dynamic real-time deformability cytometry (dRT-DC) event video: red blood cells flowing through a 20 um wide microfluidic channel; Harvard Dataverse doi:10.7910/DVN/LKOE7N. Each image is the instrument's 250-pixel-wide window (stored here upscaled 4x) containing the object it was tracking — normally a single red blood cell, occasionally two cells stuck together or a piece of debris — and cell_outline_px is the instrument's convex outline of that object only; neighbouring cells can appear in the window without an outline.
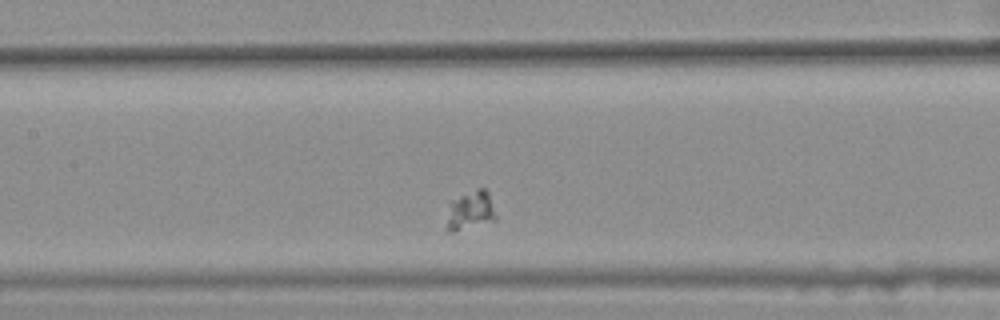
{"species": "common noctule bat (a hibernating species)", "species_latin": "Nyctalus noctula", "temperature_condition": "warm", "stored_images_in_passage": 33, "camera_frame_rate_fps": 3000, "um_per_image_px": 0.085, "animal": {"sex": "female", "body_mass_g": 25.1}, "frame": {"image": 1, "passage_image": 12, "time_ms": 3.667, "image_size_px": [1000, 320], "cell_outline_px": [[496, 220], [452, 232], [448, 232], [448, 220], [452, 200], [476, 188], [484, 188], [488, 192], [496, 216]], "centroid_in_image_um": [40.03, 17.88], "position_along_channel_um": 167.4, "area_um2": 10.69}}
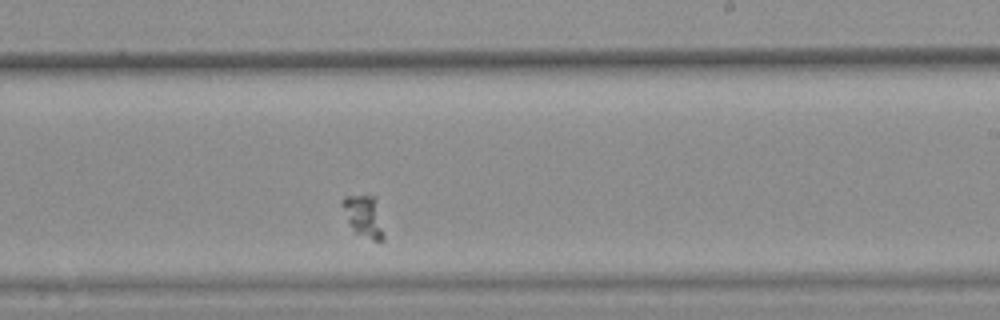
{"frame": {"image": 2, "passage_image": 20, "time_ms": 6.333, "image_size_px": [1000, 320], "cell_outline_px": [[384, 240], [380, 244], [352, 232], [348, 224], [340, 204], [340, 200], [344, 196], [376, 196], [384, 236]], "centroid_in_image_um": [30.9, 18.43], "position_along_channel_um": 258.1, "area_um2": 10.58}}